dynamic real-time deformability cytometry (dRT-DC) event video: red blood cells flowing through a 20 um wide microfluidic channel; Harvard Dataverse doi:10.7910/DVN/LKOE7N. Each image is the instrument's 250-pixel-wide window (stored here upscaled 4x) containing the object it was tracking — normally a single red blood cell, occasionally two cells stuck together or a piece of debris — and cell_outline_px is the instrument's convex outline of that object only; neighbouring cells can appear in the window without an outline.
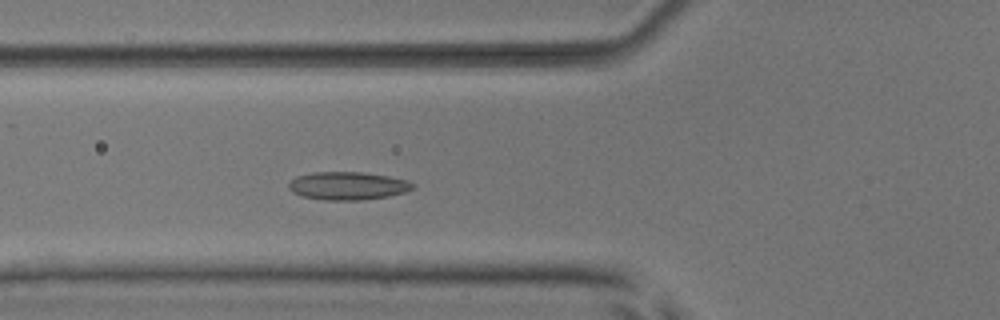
{"species": "common noctule bat (a hibernating species)", "species_latin": "Nyctalus noctula", "temperature_condition": "room temperature", "stored_images_in_passage": 2, "camera_frame_rate_fps": 3000, "um_per_image_px": 0.085, "animal": {"sex": "male", "body_mass_g": 17.9, "forearm_length_mm": 54.2}, "frame": {"image": 1, "passage_image": 2, "time_ms": 1.0, "image_size_px": [1000, 320], "cell_outline_px": [[416, 188], [404, 192], [388, 196], [364, 200], [328, 200], [300, 196], [292, 192], [288, 188], [288, 184], [296, 176], [312, 172], [360, 172], [388, 176], [408, 180]], "centroid_in_image_um": [29.54, 15.79], "position_along_channel_um": 96.3, "area_um2": 20.29}}